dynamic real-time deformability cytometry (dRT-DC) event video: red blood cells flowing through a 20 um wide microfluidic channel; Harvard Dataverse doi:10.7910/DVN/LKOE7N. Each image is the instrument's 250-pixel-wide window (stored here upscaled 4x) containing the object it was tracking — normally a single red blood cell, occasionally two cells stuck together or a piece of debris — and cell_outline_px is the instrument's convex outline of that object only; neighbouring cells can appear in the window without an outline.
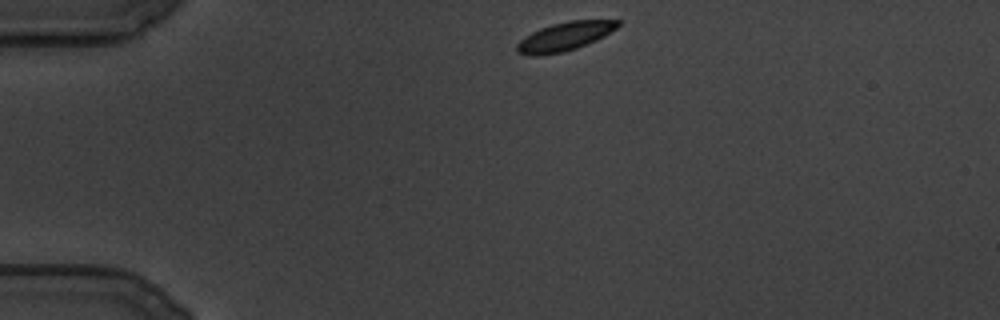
{"species": "common noctule bat (a hibernating species)", "species_latin": "Nyctalus noctula", "temperature_condition": "cold", "stored_images_in_passage": 74, "camera_frame_rate_fps": 3000, "um_per_image_px": 0.085, "animal": {"sex": "male", "body_mass_g": 19.5, "forearm_length_mm": 54.6}, "frame": {"image": 1, "passage_image": 1, "time_ms": 0.0, "image_size_px": [1000, 320], "cell_outline_px": [[620, 24], [616, 28], [604, 36], [596, 40], [576, 48], [564, 52], [540, 56], [532, 56], [516, 52], [516, 44], [524, 36], [540, 28], [552, 24], [568, 20], [620, 20]], "centroid_in_image_um": [47.96, 3.1], "position_along_channel_um": 37.0, "area_um2": 16.94}}
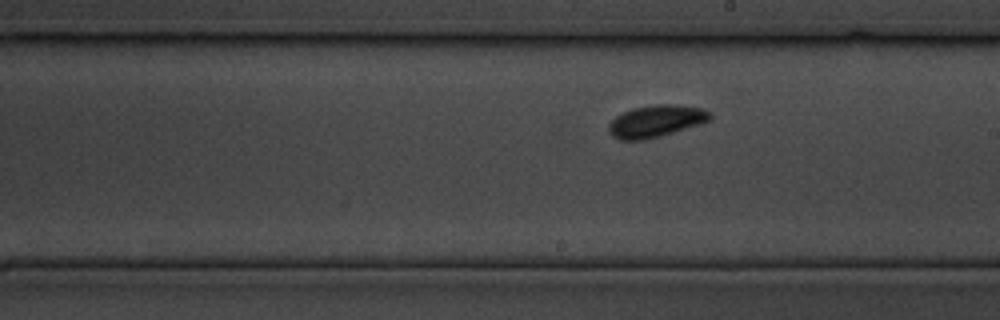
{"frame": {"image": 2, "passage_image": 45, "time_ms": 14.667, "image_size_px": [1000, 320], "cell_outline_px": [[712, 116], [708, 120], [700, 124], [660, 136], [644, 140], [620, 140], [612, 136], [608, 132], [608, 124], [616, 116], [632, 108], [660, 104], [672, 104], [700, 108], [708, 112]], "centroid_in_image_um": [55.7, 10.31], "position_along_channel_um": 233.3, "area_um2": 18.67}}
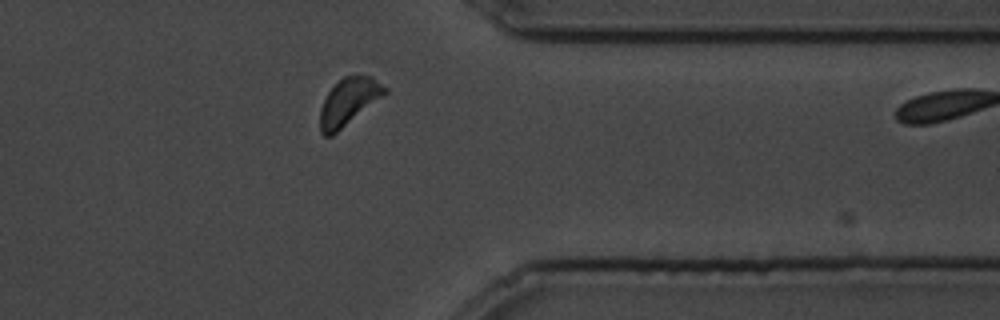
{"frame": {"image": 3, "passage_image": 73, "time_ms": 24.0, "image_size_px": [1000, 320], "cell_outline_px": [[388, 92], [332, 136], [324, 136], [320, 132], [320, 108], [328, 92], [344, 76], [372, 76], [388, 88]], "centroid_in_image_um": [29.64, 8.66], "position_along_channel_um": 381.8, "area_um2": 17.51}}